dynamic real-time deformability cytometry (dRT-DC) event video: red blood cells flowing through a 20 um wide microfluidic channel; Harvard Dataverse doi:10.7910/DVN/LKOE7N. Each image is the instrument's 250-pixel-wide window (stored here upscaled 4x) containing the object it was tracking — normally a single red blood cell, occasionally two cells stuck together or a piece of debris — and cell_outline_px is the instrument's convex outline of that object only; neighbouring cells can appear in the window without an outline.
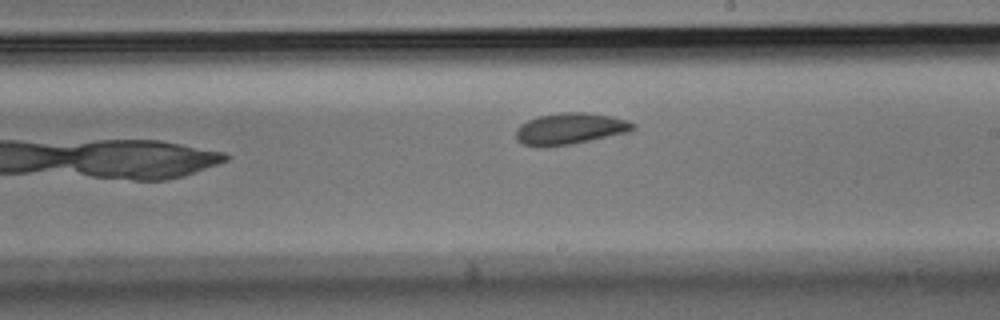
{"species": "Egyptian fruit bat (a non-hibernating species)", "species_latin": "Rousettus aegyptiacus", "temperature_condition": "room temperature", "stored_images_in_passage": 22, "camera_frame_rate_fps": 3000, "um_per_image_px": 0.085, "animal": {"sex": "male"}, "frame": {"image": 1, "passage_image": 22, "time_ms": 7.0, "image_size_px": [1000, 320], "cell_outline_px": [[636, 128], [628, 132], [572, 144], [544, 148], [524, 144], [516, 140], [516, 128], [520, 124], [528, 120], [540, 116], [564, 112], [584, 112], [612, 116], [628, 120], [636, 124]], "centroid_in_image_um": [48.45, 10.95], "position_along_channel_um": 240.5, "area_um2": 21.56}}